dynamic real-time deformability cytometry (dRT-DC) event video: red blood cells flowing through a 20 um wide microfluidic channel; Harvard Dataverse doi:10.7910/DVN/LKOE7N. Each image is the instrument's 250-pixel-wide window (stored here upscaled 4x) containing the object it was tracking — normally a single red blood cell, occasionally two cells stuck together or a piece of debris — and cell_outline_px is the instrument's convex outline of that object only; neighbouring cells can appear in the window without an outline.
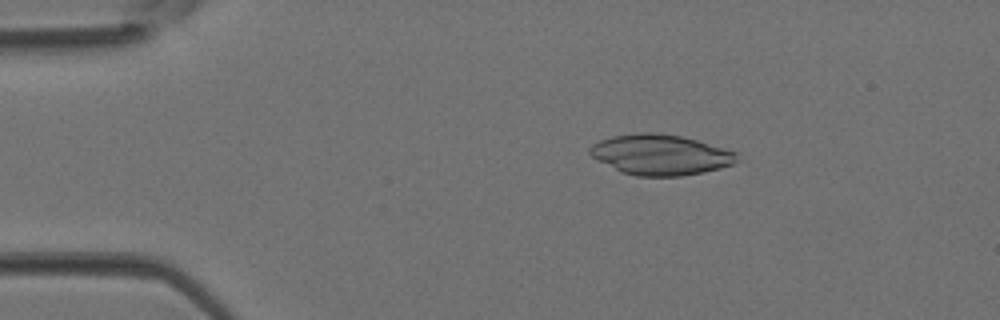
{"species": "Egyptian fruit bat (a non-hibernating species)", "species_latin": "Rousettus aegyptiacus", "temperature_condition": "room temperature", "stored_images_in_passage": 3, "camera_frame_rate_fps": 3000, "um_per_image_px": 0.085, "animal": {"sex": "female"}, "frame": {"image": 1, "passage_image": 2, "time_ms": 0.333, "image_size_px": [1000, 320], "cell_outline_px": [[736, 160], [732, 164], [720, 168], [704, 172], [680, 176], [636, 176], [620, 172], [592, 156], [588, 152], [588, 148], [592, 144], [600, 140], [612, 136], [640, 132], [652, 132], [680, 136], [696, 140], [736, 152]], "centroid_in_image_um": [56.09, 13.15], "position_along_channel_um": 28.9, "area_um2": 34.39}}